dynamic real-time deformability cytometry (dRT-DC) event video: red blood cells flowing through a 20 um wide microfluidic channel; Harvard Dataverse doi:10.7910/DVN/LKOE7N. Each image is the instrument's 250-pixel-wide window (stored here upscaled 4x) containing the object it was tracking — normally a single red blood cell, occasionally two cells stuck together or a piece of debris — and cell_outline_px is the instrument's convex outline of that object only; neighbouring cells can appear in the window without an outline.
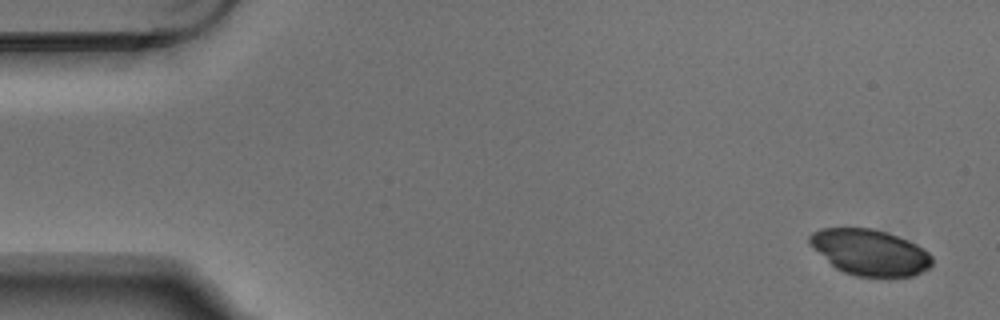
{"species": "Egyptian fruit bat (a non-hibernating species)", "species_latin": "Rousettus aegyptiacus", "temperature_condition": "warm", "stored_images_in_passage": 5, "camera_frame_rate_fps": 3000, "um_per_image_px": 0.085, "animal": {"sex": "male"}, "frame": {"image": 1, "passage_image": 1, "time_ms": 0.0, "image_size_px": [1000, 320], "cell_outline_px": [[932, 264], [928, 268], [912, 276], [856, 276], [844, 272], [836, 268], [808, 240], [808, 236], [812, 232], [820, 228], [872, 228], [888, 232], [908, 240], [924, 248], [932, 256]], "centroid_in_image_um": [73.98, 21.43], "position_along_channel_um": 11.0, "area_um2": 32.37}}